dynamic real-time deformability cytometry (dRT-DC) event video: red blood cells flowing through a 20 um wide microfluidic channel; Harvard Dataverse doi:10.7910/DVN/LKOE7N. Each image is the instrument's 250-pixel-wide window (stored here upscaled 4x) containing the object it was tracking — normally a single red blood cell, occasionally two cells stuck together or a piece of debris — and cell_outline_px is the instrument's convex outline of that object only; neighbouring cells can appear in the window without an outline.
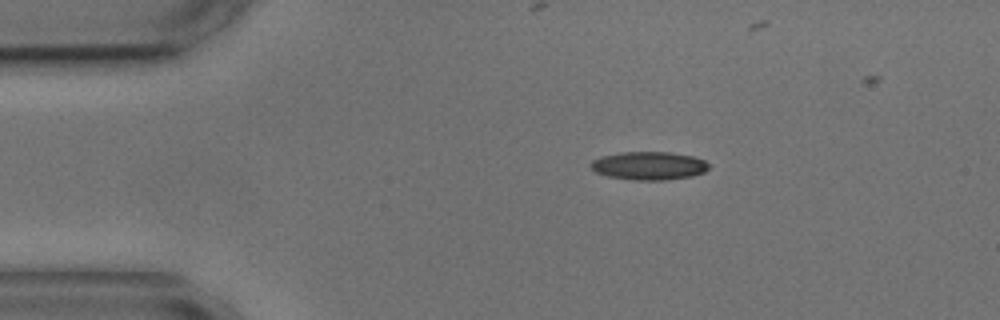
{"species": "common noctule bat (a hibernating species)", "species_latin": "Nyctalus noctula", "temperature_condition": "cold", "stored_images_in_passage": 6, "camera_frame_rate_fps": 3000, "um_per_image_px": 0.085, "animal": {"sex": "male", "body_mass_g": 17.9, "forearm_length_mm": 54.2}, "frame": {"image": 1, "passage_image": 1, "time_ms": 0.0, "image_size_px": [1000, 320], "cell_outline_px": [[708, 168], [704, 172], [692, 176], [668, 180], [632, 180], [608, 176], [596, 172], [592, 168], [592, 160], [600, 156], [620, 152], [668, 152], [692, 156], [704, 160], [708, 164]], "centroid_in_image_um": [55.15, 14.09], "position_along_channel_um": 29.8, "area_um2": 19.36}}
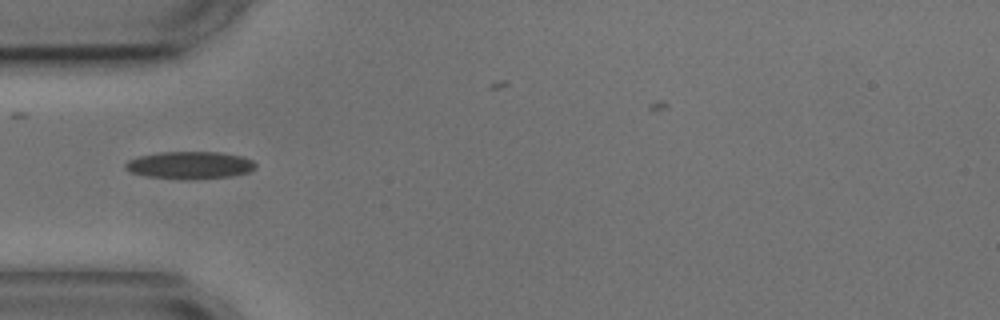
{"frame": {"image": 2, "passage_image": 3, "time_ms": 2.333, "image_size_px": [1000, 320], "cell_outline_px": [[256, 168], [248, 172], [228, 176], [148, 176], [132, 172], [124, 168], [124, 164], [128, 160], [140, 156], [160, 152], [220, 152], [240, 156], [252, 160], [256, 164]], "centroid_in_image_um": [16.14, 13.97], "position_along_channel_um": 68.9, "area_um2": 19.48}}